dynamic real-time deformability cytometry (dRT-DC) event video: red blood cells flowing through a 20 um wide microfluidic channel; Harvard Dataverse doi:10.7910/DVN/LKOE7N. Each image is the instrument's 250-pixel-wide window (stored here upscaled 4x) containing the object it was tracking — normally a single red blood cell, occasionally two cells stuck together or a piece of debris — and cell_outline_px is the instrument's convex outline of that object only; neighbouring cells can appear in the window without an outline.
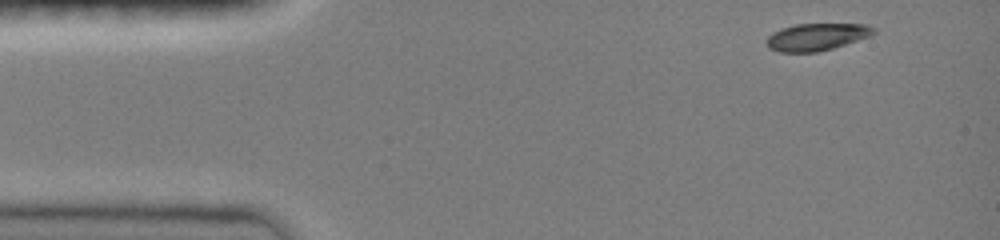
{"species": "common noctule bat (a hibernating species)", "species_latin": "Nyctalus noctula", "temperature_condition": "room temperature", "stored_images_in_passage": 41, "camera_frame_rate_fps": 3000, "um_per_image_px": 0.085, "animal": {"sex": "female", "body_mass_g": 19.0, "forearm_length_mm": 51.5}, "frame": {"image": 1, "passage_image": 1, "time_ms": 0.0, "image_size_px": [1000, 240], "cell_outline_px": [[876, 32], [872, 36], [832, 48], [816, 52], [780, 52], [768, 48], [768, 36], [772, 32], [780, 28], [796, 24], [868, 24], [876, 28]], "centroid_in_image_um": [69.45, 3.12], "position_along_channel_um": 15.5, "area_um2": 17.05}}
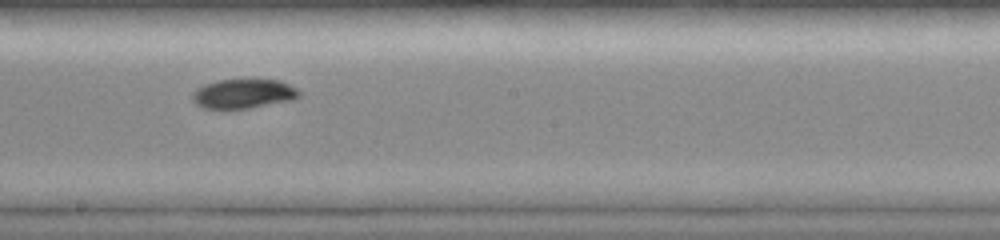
{"frame": {"image": 2, "passage_image": 23, "time_ms": 7.333, "image_size_px": [1000, 240], "cell_outline_px": [[300, 96], [292, 100], [252, 108], [204, 108], [196, 104], [192, 100], [192, 92], [196, 88], [204, 84], [220, 80], [280, 80], [296, 88], [300, 92]], "centroid_in_image_um": [20.68, 7.97], "position_along_channel_um": 227.5, "area_um2": 18.21}}
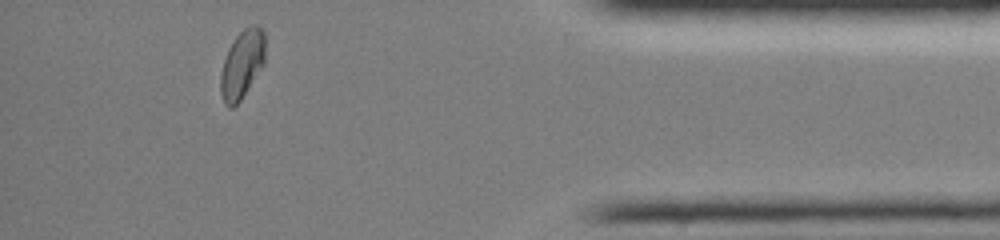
{"frame": {"image": 3, "passage_image": 39, "time_ms": 12.667, "image_size_px": [1000, 240], "cell_outline_px": [[264, 64], [240, 100], [232, 108], [228, 108], [224, 104], [220, 92], [220, 72], [228, 48], [236, 36], [244, 28], [256, 24], [264, 32]], "centroid_in_image_um": [20.55, 5.48], "position_along_channel_um": 414.7, "area_um2": 17.63}, "authors_computed_cell_mechanics": {"area_um2": 18.0336, "velocity_mm_per_s": 4.0565, "shape_relaxation_time_tau1_ms": 4.2457, "shape_relaxation_time_tau2_ms": null, "deformation_change_tau1": 0.1706, "deformation_change_tau2": null}}